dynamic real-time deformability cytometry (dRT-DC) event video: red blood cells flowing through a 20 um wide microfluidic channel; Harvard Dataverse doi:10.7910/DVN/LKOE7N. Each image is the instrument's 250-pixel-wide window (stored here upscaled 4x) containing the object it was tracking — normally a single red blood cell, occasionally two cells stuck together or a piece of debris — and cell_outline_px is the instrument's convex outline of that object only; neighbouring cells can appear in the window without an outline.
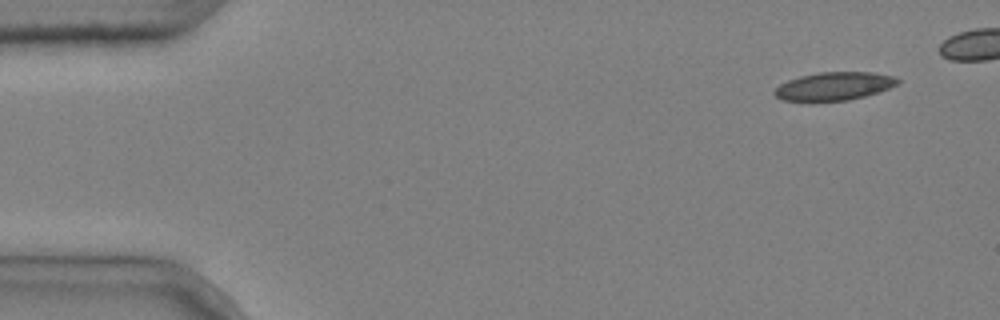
{"species": "common noctule bat (a hibernating species)", "species_latin": "Nyctalus noctula", "temperature_condition": "cold", "stored_images_in_passage": 5, "camera_frame_rate_fps": 3000, "um_per_image_px": 0.085, "animal": {"sex": "male", "body_mass_g": 20.4}, "frame": {"image": 1, "passage_image": 1, "time_ms": 0.0, "image_size_px": [1000, 320], "cell_outline_px": [[900, 80], [896, 84], [888, 88], [864, 96], [848, 100], [808, 104], [784, 100], [776, 96], [772, 92], [780, 84], [788, 80], [800, 76], [820, 72], [872, 72], [896, 76]], "centroid_in_image_um": [70.83, 7.36], "position_along_channel_um": 14.2, "area_um2": 20.75}}